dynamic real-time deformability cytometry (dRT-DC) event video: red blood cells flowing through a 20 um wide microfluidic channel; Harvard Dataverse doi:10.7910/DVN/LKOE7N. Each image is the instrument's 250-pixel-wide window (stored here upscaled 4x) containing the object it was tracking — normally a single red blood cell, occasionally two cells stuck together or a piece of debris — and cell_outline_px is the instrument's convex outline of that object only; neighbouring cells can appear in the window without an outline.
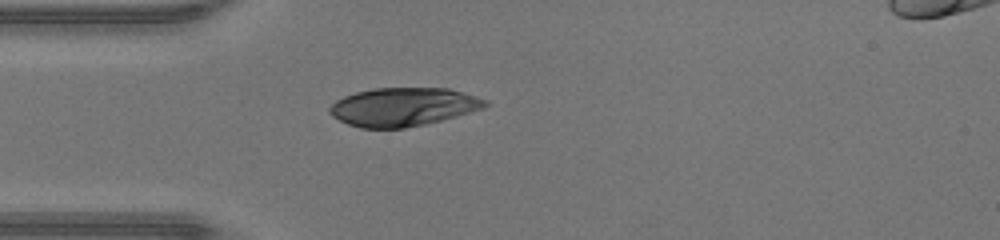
{"species": "human", "species_latin": "Homo sapiens", "temperature_condition": "warm", "stored_images_in_passage": 35, "camera_frame_rate_fps": 3000, "um_per_image_px": 0.085, "donor": {"sex": "male"}, "frame": {"image": 1, "passage_image": 1, "time_ms": 0.0, "image_size_px": [1000, 240], "cell_outline_px": [[488, 104], [484, 108], [456, 116], [424, 124], [404, 128], [360, 128], [348, 124], [332, 116], [328, 112], [328, 108], [336, 100], [344, 96], [356, 92], [372, 88], [448, 88], [476, 96], [488, 100]], "centroid_in_image_um": [34.25, 9.08], "position_along_channel_um": 50.8, "area_um2": 34.8}}
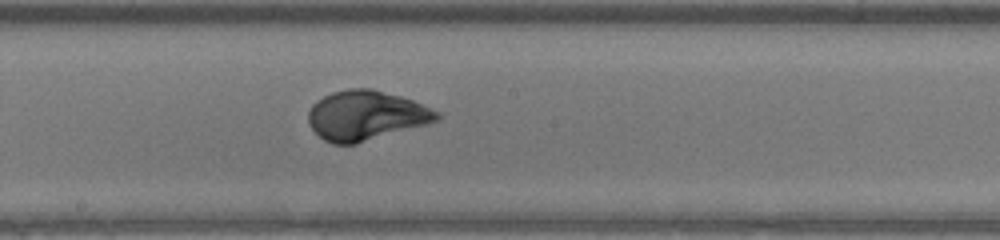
{"frame": {"image": 2, "passage_image": 13, "time_ms": 4.0, "image_size_px": [1000, 240], "cell_outline_px": [[440, 120], [428, 124], [356, 144], [332, 144], [324, 140], [308, 124], [308, 112], [312, 104], [316, 100], [332, 92], [348, 88], [372, 88], [400, 96], [412, 100], [440, 112]], "centroid_in_image_um": [31.1, 9.81], "position_along_channel_um": 217.1, "area_um2": 37.34}}
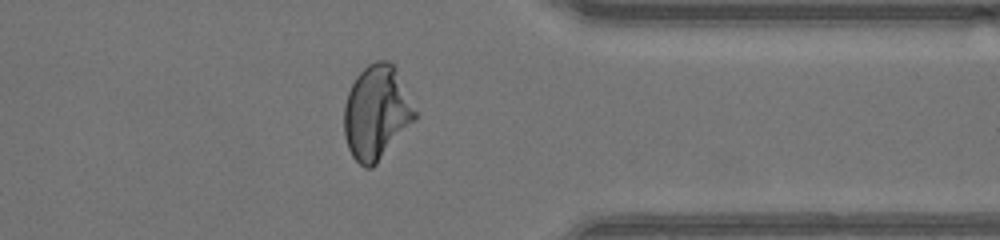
{"frame": {"image": 3, "passage_image": 25, "time_ms": 8.0, "image_size_px": [1000, 240], "cell_outline_px": [[416, 120], [376, 164], [372, 168], [364, 168], [352, 156], [348, 148], [344, 136], [344, 104], [348, 92], [356, 76], [368, 64], [376, 60], [388, 60], [396, 68], [416, 112]], "centroid_in_image_um": [31.99, 9.58], "position_along_channel_um": 379.4, "area_um2": 38.84}, "authors_computed_cell_mechanics": {"area_um2": 37.1654, "velocity_mm_per_s": 4.3128, "shape_relaxation_time_tau1_ms": 3.1404, "shape_relaxation_time_tau2_ms": null, "deformation_change_tau1": 0.2124, "deformation_change_tau2": null}}